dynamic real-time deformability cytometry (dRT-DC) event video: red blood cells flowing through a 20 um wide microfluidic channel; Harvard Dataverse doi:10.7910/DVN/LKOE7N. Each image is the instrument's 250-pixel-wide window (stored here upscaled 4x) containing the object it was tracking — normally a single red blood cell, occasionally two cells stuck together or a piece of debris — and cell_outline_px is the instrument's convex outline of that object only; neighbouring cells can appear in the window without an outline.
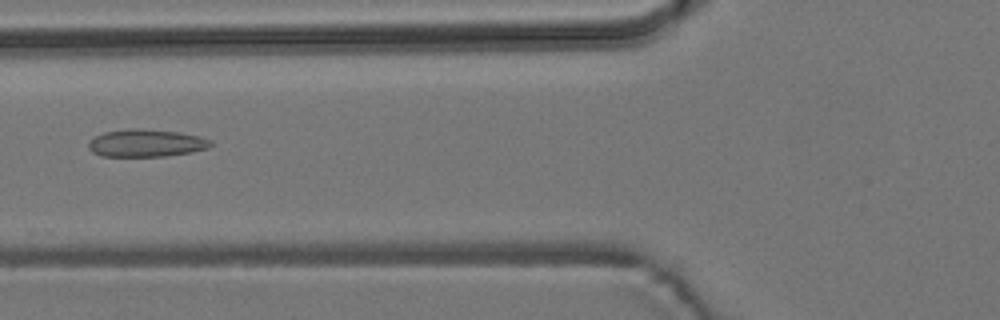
{"species": "common noctule bat (a hibernating species)", "species_latin": "Nyctalus noctula", "temperature_condition": "room temperature", "stored_images_in_passage": 6, "camera_frame_rate_fps": 3000, "um_per_image_px": 0.085, "animal": {"sex": "male", "body_mass_g": 19.2, "forearm_length_mm": 51.8}, "frame": {"image": 1, "passage_image": 5, "time_ms": 5.667, "image_size_px": [1000, 320], "cell_outline_px": [[212, 144], [208, 148], [192, 152], [164, 156], [100, 156], [92, 152], [88, 148], [88, 140], [104, 132], [128, 128], [140, 128], [180, 132], [200, 136], [212, 140]], "centroid_in_image_um": [12.41, 12.15], "position_along_channel_um": 113.4, "area_um2": 19.83}}
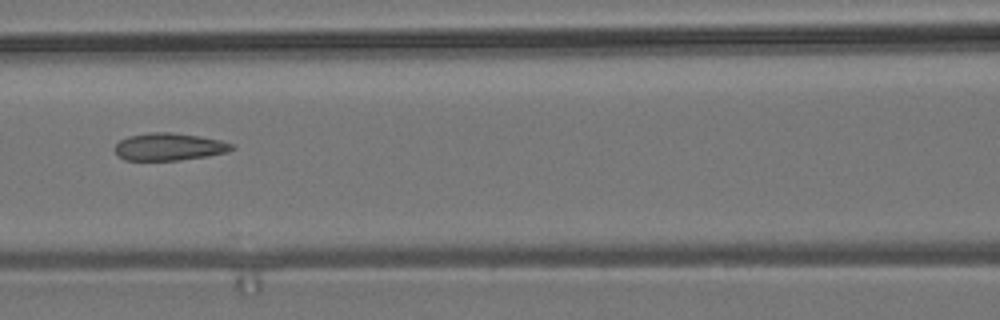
{"frame": {"image": 2, "passage_image": 6, "time_ms": 6.667, "image_size_px": [1000, 320], "cell_outline_px": [[236, 148], [228, 152], [208, 156], [176, 160], [124, 160], [116, 152], [116, 144], [120, 140], [128, 136], [148, 132], [172, 132], [200, 136], [220, 140], [232, 144]], "centroid_in_image_um": [14.4, 12.46], "position_along_channel_um": 152.2, "area_um2": 18.67}}